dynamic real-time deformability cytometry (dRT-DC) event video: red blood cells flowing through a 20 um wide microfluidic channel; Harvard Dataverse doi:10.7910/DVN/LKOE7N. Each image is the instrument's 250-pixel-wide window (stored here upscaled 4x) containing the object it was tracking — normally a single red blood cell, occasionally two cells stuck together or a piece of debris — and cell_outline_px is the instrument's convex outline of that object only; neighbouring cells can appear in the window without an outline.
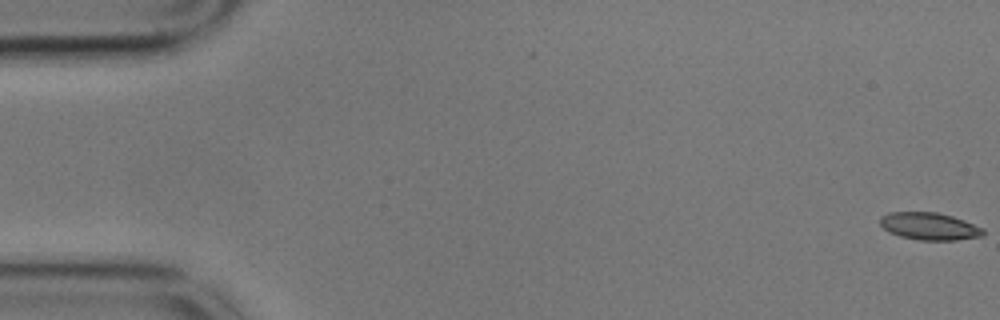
{"species": "common noctule bat (a hibernating species)", "species_latin": "Nyctalus noctula", "temperature_condition": "cold", "stored_images_in_passage": 10, "camera_frame_rate_fps": 3000, "um_per_image_px": 0.085, "animal": {"sex": "male", "body_mass_g": 17.9}, "frame": {"image": 1, "passage_image": 1, "time_ms": 0.0, "image_size_px": [1000, 320], "cell_outline_px": [[984, 236], [956, 240], [920, 240], [900, 236], [888, 232], [880, 224], [880, 216], [888, 212], [936, 212], [952, 216], [964, 220], [984, 228]], "centroid_in_image_um": [79.0, 19.23], "position_along_channel_um": 6.0, "area_um2": 16.53}}